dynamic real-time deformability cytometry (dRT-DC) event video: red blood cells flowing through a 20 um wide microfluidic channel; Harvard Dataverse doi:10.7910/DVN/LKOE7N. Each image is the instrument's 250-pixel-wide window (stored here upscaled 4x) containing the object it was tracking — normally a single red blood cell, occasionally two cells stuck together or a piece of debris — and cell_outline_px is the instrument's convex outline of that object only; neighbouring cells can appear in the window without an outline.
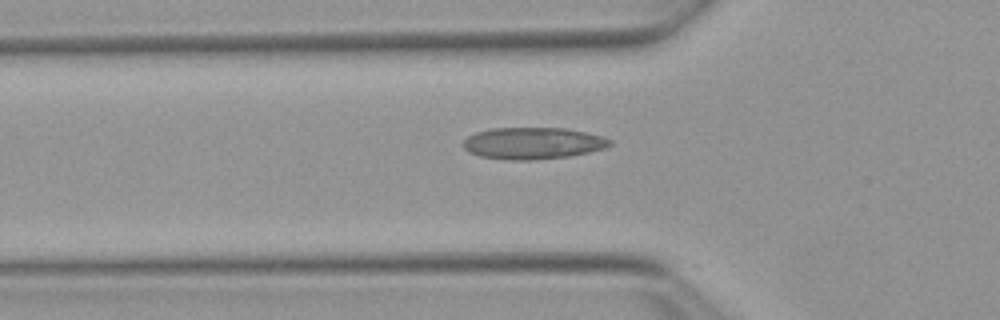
{"species": "Egyptian fruit bat (a non-hibernating species)", "species_latin": "Rousettus aegyptiacus", "temperature_condition": "warm", "stored_images_in_passage": 37, "camera_frame_rate_fps": 3000, "um_per_image_px": 0.085, "animal": {"sex": "female"}, "frame": {"image": 1, "passage_image": 11, "time_ms": 3.333, "image_size_px": [1000, 320], "cell_outline_px": [[612, 144], [604, 148], [588, 152], [568, 156], [532, 160], [508, 160], [480, 156], [468, 152], [460, 144], [468, 136], [476, 132], [492, 128], [568, 128], [600, 136], [612, 140]], "centroid_in_image_um": [45.25, 12.17], "position_along_channel_um": 80.6, "area_um2": 27.11}}
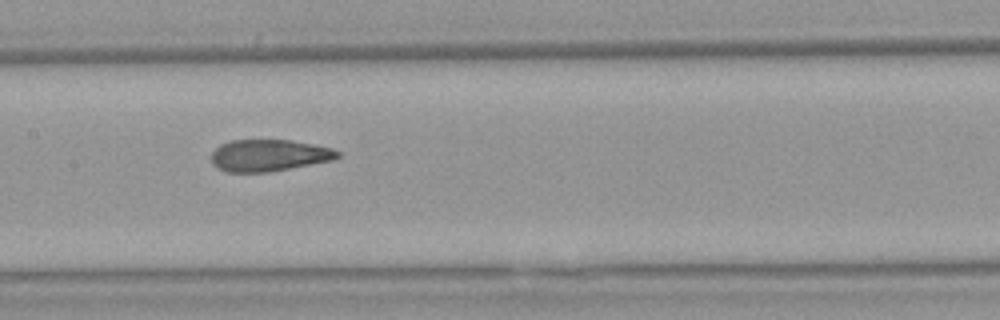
{"frame": {"image": 2, "passage_image": 19, "time_ms": 6.0, "image_size_px": [1000, 320], "cell_outline_px": [[340, 156], [332, 160], [268, 172], [224, 172], [216, 168], [212, 164], [212, 152], [220, 144], [232, 140], [292, 140], [332, 148], [340, 152]], "centroid_in_image_um": [22.82, 13.21], "position_along_channel_um": 184.6, "area_um2": 23.35}}
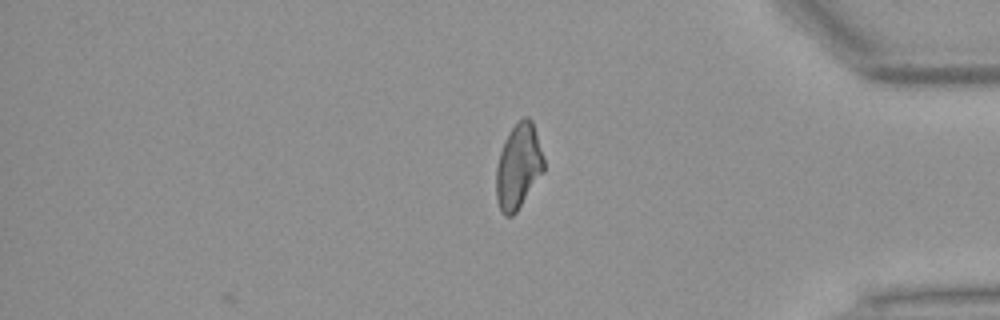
{"frame": {"image": 3, "passage_image": 37, "time_ms": 12.0, "image_size_px": [1000, 320], "cell_outline_px": [[544, 172], [516, 212], [512, 216], [504, 216], [496, 200], [496, 168], [500, 152], [504, 140], [508, 132], [524, 116], [528, 116], [532, 120], [544, 160]], "centroid_in_image_um": [44.05, 14.15], "position_along_channel_um": 391.1, "area_um2": 23.52}, "authors_computed_cell_mechanics": {"area_um2": 24.2182, "velocity_mm_per_s": 3.881, "shape_relaxation_time_tau1_ms": null, "shape_relaxation_time_tau2_ms": 1.226, "deformation_change_tau1": null, "deformation_change_tau2": 0.0785}}